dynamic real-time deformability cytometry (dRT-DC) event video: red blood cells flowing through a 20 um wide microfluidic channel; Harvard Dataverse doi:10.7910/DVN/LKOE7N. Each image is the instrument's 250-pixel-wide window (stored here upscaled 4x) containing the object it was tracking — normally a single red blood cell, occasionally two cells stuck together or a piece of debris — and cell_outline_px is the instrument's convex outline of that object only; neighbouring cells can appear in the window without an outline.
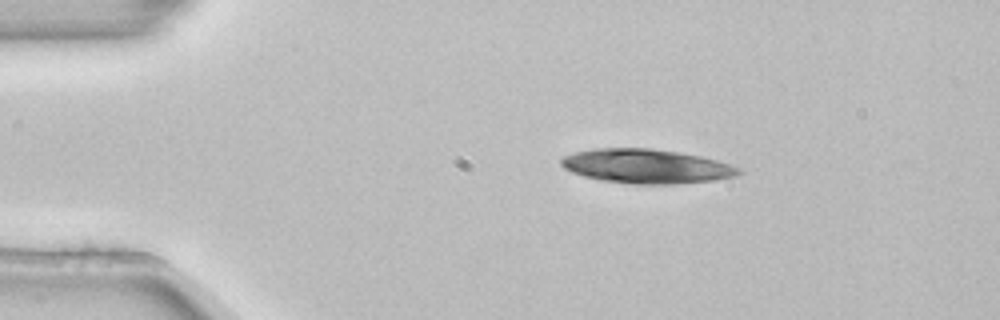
{"species": "common noctule bat (a hibernating species)", "species_latin": "Nyctalus noctula", "temperature_condition": "room temperature", "stored_images_in_passage": 2, "camera_frame_rate_fps": 3000, "um_per_image_px": 0.085, "animal": {"sex": "female", "body_mass_g": 22.7, "forearm_length_mm": 54.2}, "frame": {"image": 1, "passage_image": 1, "time_ms": 0.0, "image_size_px": [1000, 320], "cell_outline_px": [[744, 172], [736, 176], [712, 180], [676, 184], [636, 184], [600, 180], [584, 176], [572, 172], [564, 168], [560, 164], [560, 160], [564, 156], [576, 152], [592, 148], [652, 148], [680, 152], [700, 156], [732, 164], [740, 168]], "centroid_in_image_um": [54.96, 14.12], "position_along_channel_um": 30.0, "area_um2": 35.55}}